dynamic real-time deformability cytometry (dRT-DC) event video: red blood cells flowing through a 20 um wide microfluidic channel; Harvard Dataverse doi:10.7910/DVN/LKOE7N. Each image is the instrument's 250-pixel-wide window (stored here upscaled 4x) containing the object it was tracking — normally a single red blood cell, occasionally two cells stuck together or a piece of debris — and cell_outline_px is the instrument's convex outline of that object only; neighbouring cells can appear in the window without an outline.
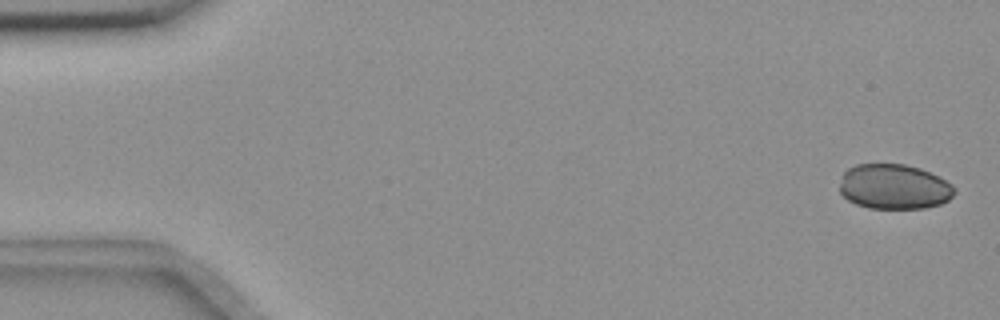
{"species": "common noctule bat (a hibernating species)", "species_latin": "Nyctalus noctula", "temperature_condition": "room temperature", "stored_images_in_passage": 51, "camera_frame_rate_fps": 3000, "um_per_image_px": 0.085, "animal": {"sex": "female", "body_mass_g": 18.4}, "frame": {"image": 1, "passage_image": 2, "time_ms": 0.333, "image_size_px": [1000, 320], "cell_outline_px": [[956, 192], [948, 200], [940, 204], [924, 208], [868, 208], [856, 204], [848, 200], [840, 192], [840, 176], [848, 168], [856, 164], [904, 164], [920, 168], [940, 176], [952, 184], [956, 188]], "centroid_in_image_um": [76.0, 15.86], "position_along_channel_um": 9.0, "area_um2": 30.4}}
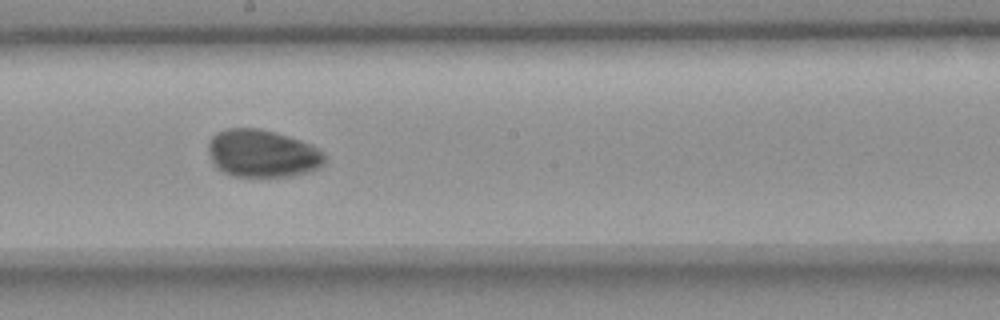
{"frame": {"image": 2, "passage_image": 31, "time_ms": 10.0, "image_size_px": [1000, 320], "cell_outline_px": [[328, 156], [324, 164], [320, 168], [308, 172], [292, 176], [232, 176], [216, 168], [212, 160], [208, 148], [208, 140], [216, 132], [228, 128], [260, 128], [276, 132], [312, 144], [320, 148]], "centroid_in_image_um": [22.34, 13.04], "position_along_channel_um": 225.9, "area_um2": 32.77}}
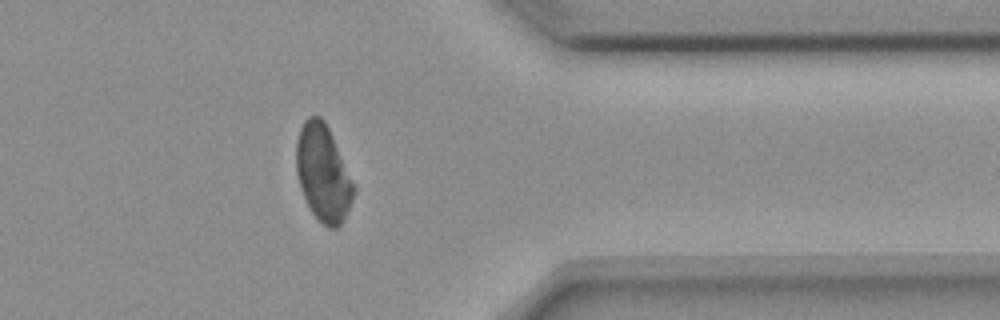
{"frame": {"image": 3, "passage_image": 45, "time_ms": 14.667, "image_size_px": [1000, 320], "cell_outline_px": [[356, 188], [352, 200], [340, 224], [336, 228], [328, 228], [308, 208], [300, 188], [296, 172], [296, 140], [300, 128], [304, 120], [308, 116], [320, 116], [324, 120], [332, 136]], "centroid_in_image_um": [27.43, 14.7], "position_along_channel_um": 384.0, "area_um2": 32.02}}